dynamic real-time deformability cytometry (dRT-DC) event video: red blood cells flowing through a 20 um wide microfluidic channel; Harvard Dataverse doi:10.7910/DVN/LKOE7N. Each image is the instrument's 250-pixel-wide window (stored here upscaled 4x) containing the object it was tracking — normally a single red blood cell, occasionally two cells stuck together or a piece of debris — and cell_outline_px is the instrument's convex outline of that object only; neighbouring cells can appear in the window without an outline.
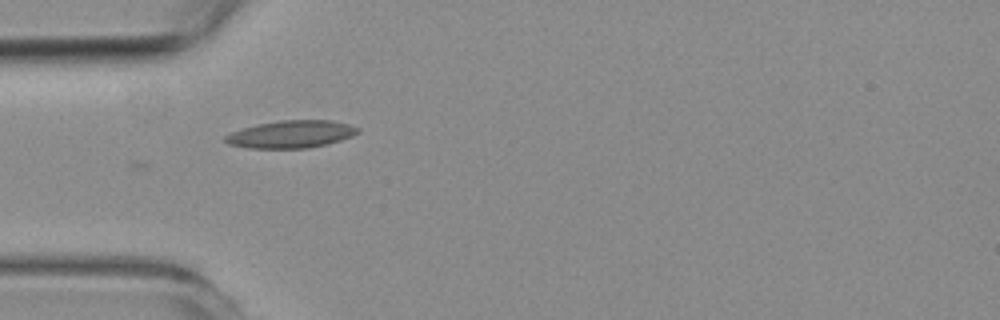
{"species": "common noctule bat (a hibernating species)", "species_latin": "Nyctalus noctula", "temperature_condition": "room temperature", "stored_images_in_passage": 35, "camera_frame_rate_fps": 3000, "um_per_image_px": 0.085, "animal": {"sex": "female", "body_mass_g": 19.3, "forearm_length_mm": 54.1}, "frame": {"image": 1, "passage_image": 1, "time_ms": 0.0, "image_size_px": [1000, 320], "cell_outline_px": [[360, 132], [352, 136], [340, 140], [308, 148], [248, 148], [228, 144], [224, 140], [224, 136], [232, 132], [256, 124], [280, 120], [332, 120], [348, 124], [360, 128]], "centroid_in_image_um": [24.74, 11.4], "position_along_channel_um": 60.3, "area_um2": 21.15}}
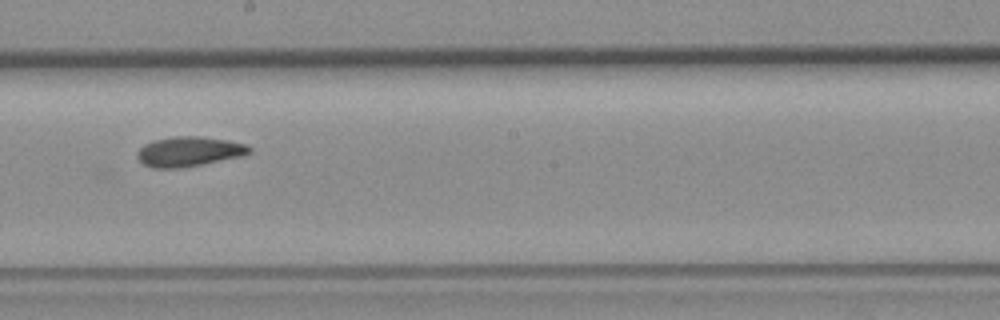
{"frame": {"image": 2, "passage_image": 15, "time_ms": 4.667, "image_size_px": [1000, 320], "cell_outline_px": [[252, 152], [244, 156], [180, 168], [152, 168], [144, 164], [136, 156], [136, 152], [144, 144], [156, 140], [172, 136], [200, 136], [228, 140], [244, 144], [252, 148]], "centroid_in_image_um": [16.08, 12.88], "position_along_channel_um": 232.1, "area_um2": 19.54}}
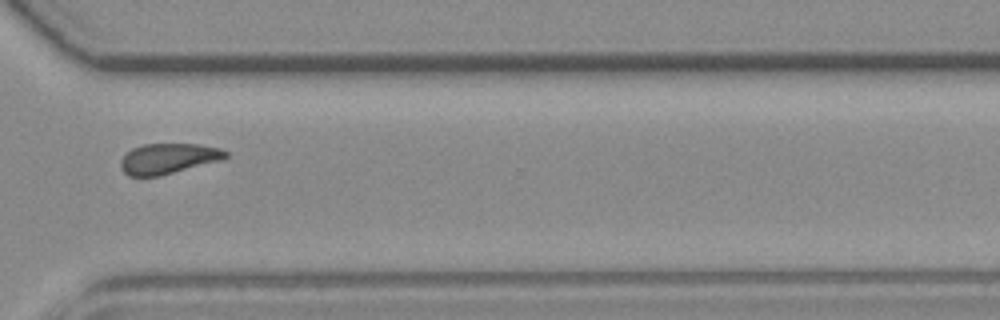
{"frame": {"image": 3, "passage_image": 25, "time_ms": 8.0, "image_size_px": [1000, 320], "cell_outline_px": [[228, 156], [224, 160], [160, 176], [128, 176], [120, 168], [120, 160], [132, 148], [144, 144], [200, 144], [220, 148], [228, 152]], "centroid_in_image_um": [14.33, 13.48], "position_along_channel_um": 356.3, "area_um2": 18.84}, "authors_computed_cell_mechanics": {"area_um2": 18.785, "velocity_mm_per_s": 3.7191, "shape_relaxation_time_tau1_ms": 8.1512, "shape_relaxation_time_tau2_ms": 6.0427, "deformation_change_tau1": 0.1701, "deformation_change_tau2": 0.1324}}